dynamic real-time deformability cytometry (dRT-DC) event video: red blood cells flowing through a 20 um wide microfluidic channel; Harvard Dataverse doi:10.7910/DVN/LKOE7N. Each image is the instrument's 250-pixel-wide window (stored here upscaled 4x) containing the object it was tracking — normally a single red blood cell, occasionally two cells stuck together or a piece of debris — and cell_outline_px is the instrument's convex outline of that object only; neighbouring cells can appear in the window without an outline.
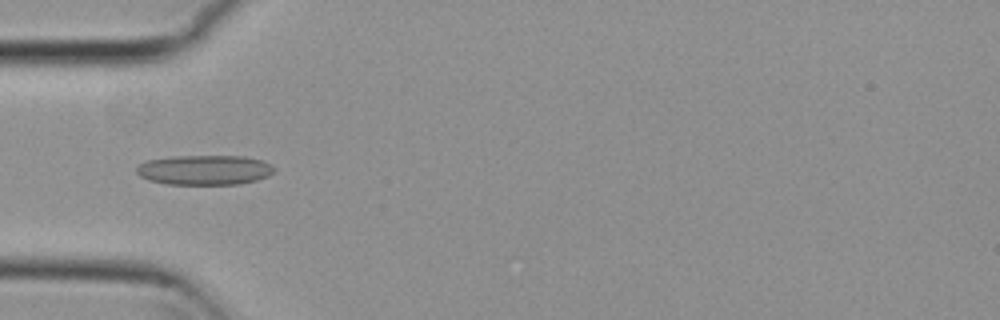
{"species": "common noctule bat (a hibernating species)", "species_latin": "Nyctalus noctula", "temperature_condition": "cold", "stored_images_in_passage": 43, "camera_frame_rate_fps": 3000, "um_per_image_px": 0.085, "animal": {"sex": "female", "body_mass_g": 29.2, "forearm_length_mm": 56.3}, "frame": {"image": 1, "passage_image": 6, "time_ms": 1.667, "image_size_px": [1000, 320], "cell_outline_px": [[276, 168], [268, 176], [256, 180], [236, 184], [168, 184], [148, 180], [140, 176], [136, 172], [136, 168], [140, 164], [148, 160], [172, 156], [244, 156], [260, 160]], "centroid_in_image_um": [17.36, 14.44], "position_along_channel_um": 67.6, "area_um2": 23.76}}
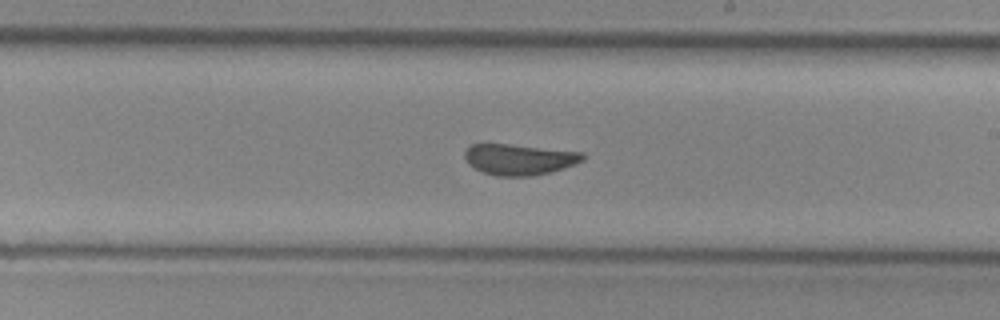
{"frame": {"image": 2, "passage_image": 20, "time_ms": 6.333, "image_size_px": [1000, 320], "cell_outline_px": [[584, 160], [576, 164], [552, 172], [532, 176], [496, 176], [484, 172], [468, 164], [464, 156], [464, 152], [472, 144], [508, 144], [584, 152]], "centroid_in_image_um": [44.16, 13.55], "position_along_channel_um": 244.8, "area_um2": 21.27}}
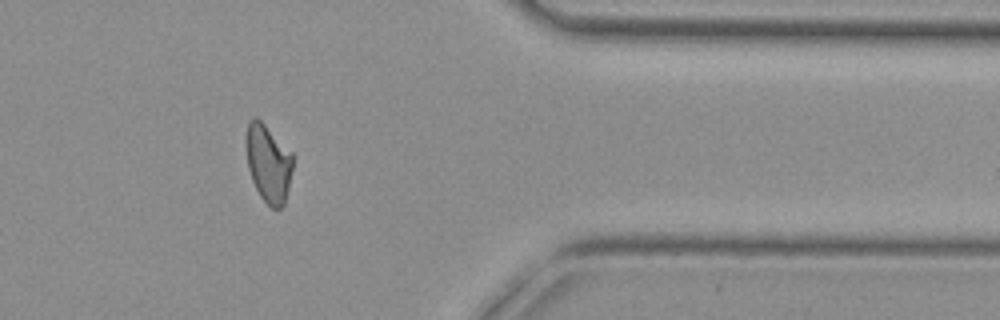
{"frame": {"image": 3, "passage_image": 33, "time_ms": 10.667, "image_size_px": [1000, 320], "cell_outline_px": [[292, 168], [288, 188], [284, 204], [280, 208], [272, 208], [260, 196], [252, 180], [248, 168], [244, 144], [244, 140], [248, 120], [256, 116], [292, 152]], "centroid_in_image_um": [22.76, 13.84], "position_along_channel_um": 388.6, "area_um2": 21.27}}